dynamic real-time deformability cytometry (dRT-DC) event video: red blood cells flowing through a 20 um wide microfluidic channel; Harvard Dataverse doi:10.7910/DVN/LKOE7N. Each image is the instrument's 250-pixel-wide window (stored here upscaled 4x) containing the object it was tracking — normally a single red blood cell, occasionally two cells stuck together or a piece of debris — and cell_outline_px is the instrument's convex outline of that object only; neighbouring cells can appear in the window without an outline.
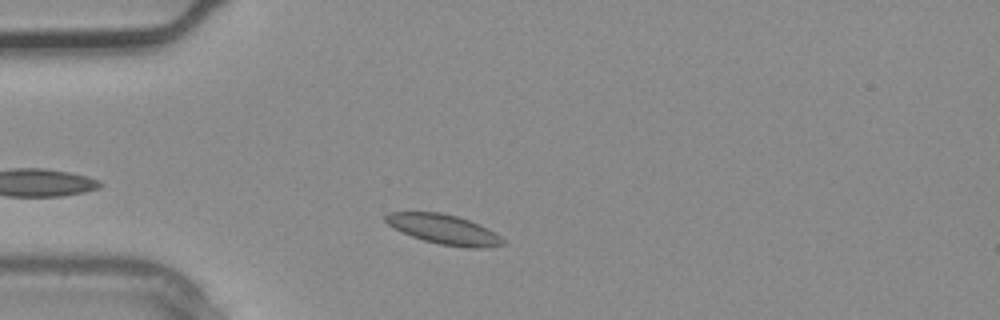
{"species": "common noctule bat (a hibernating species)", "species_latin": "Nyctalus noctula", "temperature_condition": "warm", "stored_images_in_passage": 2, "camera_frame_rate_fps": 3000, "um_per_image_px": 0.085, "animal": {"sex": "male", "body_mass_g": 20.4}, "frame": {"image": 1, "passage_image": 2, "time_ms": 0.333, "image_size_px": [1000, 320], "cell_outline_px": [[508, 244], [484, 248], [468, 248], [440, 244], [424, 240], [412, 236], [388, 224], [384, 220], [384, 216], [388, 212], [440, 212], [456, 216], [480, 224], [488, 228], [500, 236]], "centroid_in_image_um": [37.77, 19.5], "position_along_channel_um": 47.2, "area_um2": 20.23}}